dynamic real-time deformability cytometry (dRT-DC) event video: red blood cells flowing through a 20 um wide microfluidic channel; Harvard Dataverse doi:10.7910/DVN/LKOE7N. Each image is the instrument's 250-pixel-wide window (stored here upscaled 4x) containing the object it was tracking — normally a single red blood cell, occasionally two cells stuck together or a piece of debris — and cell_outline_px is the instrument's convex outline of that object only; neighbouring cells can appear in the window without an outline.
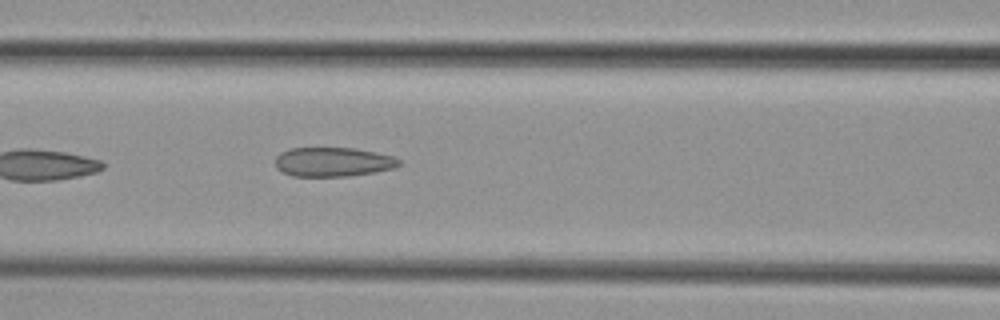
{"species": "common noctule bat (a hibernating species)", "species_latin": "Nyctalus noctula", "temperature_condition": "cold", "stored_images_in_passage": 6, "camera_frame_rate_fps": 3000, "um_per_image_px": 0.085, "animal": {"sex": "female", "body_mass_g": 29.2, "forearm_length_mm": 56.3}, "frame": {"image": 1, "passage_image": 6, "time_ms": 7.0, "image_size_px": [1000, 320], "cell_outline_px": [[400, 164], [396, 168], [376, 172], [348, 176], [292, 176], [280, 172], [276, 168], [276, 156], [280, 152], [292, 148], [356, 148], [376, 152], [392, 156], [400, 160]], "centroid_in_image_um": [28.3, 13.77], "position_along_channel_um": 138.3, "area_um2": 21.27}}